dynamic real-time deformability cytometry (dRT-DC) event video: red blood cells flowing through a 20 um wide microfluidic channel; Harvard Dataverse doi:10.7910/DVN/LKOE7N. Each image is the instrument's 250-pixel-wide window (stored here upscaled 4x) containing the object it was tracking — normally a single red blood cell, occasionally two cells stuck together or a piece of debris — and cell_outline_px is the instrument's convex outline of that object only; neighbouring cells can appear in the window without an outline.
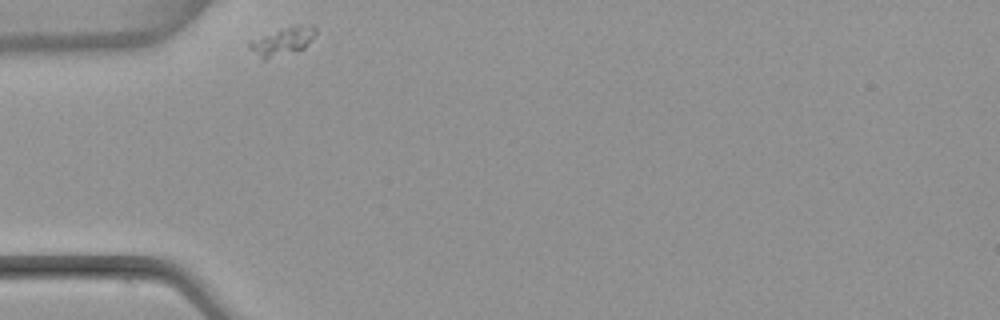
{"species": "common noctule bat (a hibernating species)", "species_latin": "Nyctalus noctula", "temperature_condition": "warm", "stored_images_in_passage": 2, "camera_frame_rate_fps": 3000, "um_per_image_px": 0.085, "animal": {"sex": "female", "body_mass_g": 22.7, "forearm_length_mm": 54.2}, "frame": {"image": 1, "passage_image": 1, "time_ms": 0.0, "image_size_px": [1000, 320], "cell_outline_px": [[316, 32], [308, 44], [304, 48], [264, 60], [260, 60], [248, 48], [248, 40], [292, 24], [312, 24], [316, 28]], "centroid_in_image_um": [23.97, 3.48], "position_along_channel_um": 61.0, "area_um2": 11.16}}